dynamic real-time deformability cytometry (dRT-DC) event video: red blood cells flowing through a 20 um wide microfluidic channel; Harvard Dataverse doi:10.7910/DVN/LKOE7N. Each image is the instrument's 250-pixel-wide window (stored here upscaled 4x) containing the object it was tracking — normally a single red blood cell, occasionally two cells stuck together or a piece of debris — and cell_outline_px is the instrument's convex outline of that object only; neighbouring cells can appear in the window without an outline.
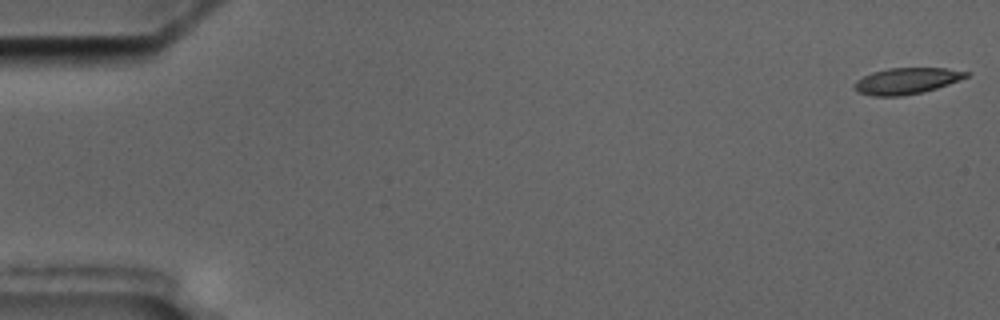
{"species": "common noctule bat (a hibernating species)", "species_latin": "Nyctalus noctula", "temperature_condition": "cold", "stored_images_in_passage": 4, "camera_frame_rate_fps": 3000, "um_per_image_px": 0.085, "animal": {"sex": "male", "body_mass_g": 17.5, "forearm_length_mm": 52.3}, "frame": {"image": 1, "passage_image": 1, "time_ms": 0.0, "image_size_px": [1000, 320], "cell_outline_px": [[972, 72], [968, 76], [948, 84], [924, 92], [904, 96], [872, 96], [860, 92], [852, 88], [852, 84], [856, 80], [872, 72], [888, 68], [944, 68]], "centroid_in_image_um": [77.03, 6.88], "position_along_channel_um": 8.0, "area_um2": 17.17}}